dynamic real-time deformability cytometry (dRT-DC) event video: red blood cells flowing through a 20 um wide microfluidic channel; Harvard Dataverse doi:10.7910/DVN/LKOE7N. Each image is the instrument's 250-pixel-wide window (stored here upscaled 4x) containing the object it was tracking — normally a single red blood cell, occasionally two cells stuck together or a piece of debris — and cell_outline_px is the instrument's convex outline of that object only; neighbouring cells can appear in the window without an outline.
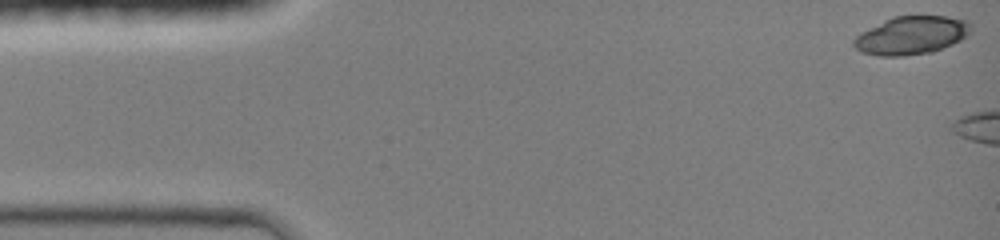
{"species": "common noctule bat (a hibernating species)", "species_latin": "Nyctalus noctula", "temperature_condition": "room temperature", "stored_images_in_passage": 3, "camera_frame_rate_fps": 3000, "um_per_image_px": 0.085, "animal": {"sex": "female", "body_mass_g": 19.0, "forearm_length_mm": 51.5}, "frame": {"image": 1, "passage_image": 1, "time_ms": 0.0, "image_size_px": [1000, 240], "cell_outline_px": [[972, 32], [960, 40], [952, 44], [932, 52], [904, 56], [880, 56], [860, 52], [852, 44], [852, 40], [860, 32], [892, 16], [948, 16], [968, 20], [972, 24]], "centroid_in_image_um": [77.47, 3.0], "position_along_channel_um": 7.5, "area_um2": 26.36}}